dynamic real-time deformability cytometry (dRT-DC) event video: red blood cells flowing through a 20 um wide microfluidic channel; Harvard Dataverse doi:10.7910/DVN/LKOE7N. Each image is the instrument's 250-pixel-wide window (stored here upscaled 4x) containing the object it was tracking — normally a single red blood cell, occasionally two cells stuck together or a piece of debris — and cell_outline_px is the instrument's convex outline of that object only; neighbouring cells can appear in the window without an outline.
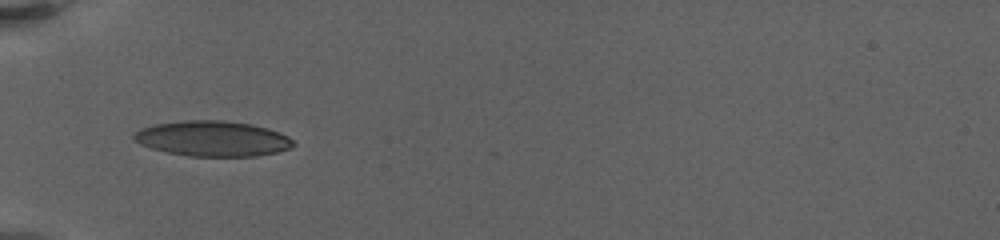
{"species": "human", "species_latin": "Homo sapiens", "temperature_condition": "warm", "stored_images_in_passage": 80, "camera_frame_rate_fps": 3000, "um_per_image_px": 0.085, "donor": {"sex": "female"}, "frame": {"image": 1, "passage_image": 1, "time_ms": 0.0, "image_size_px": [1000, 240], "cell_outline_px": [[296, 144], [288, 148], [276, 152], [256, 156], [188, 156], [168, 152], [152, 148], [140, 144], [132, 136], [140, 128], [156, 124], [184, 120], [220, 120], [248, 124], [268, 128], [288, 136]], "centroid_in_image_um": [18.07, 11.78], "position_along_channel_um": 66.9, "area_um2": 32.54}}
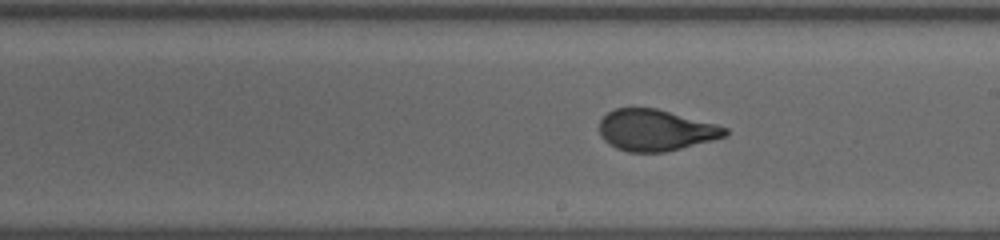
{"frame": {"image": 2, "passage_image": 31, "time_ms": 5.333, "image_size_px": [1000, 240], "cell_outline_px": [[728, 132], [724, 136], [712, 140], [664, 152], [628, 152], [616, 148], [608, 144], [600, 136], [600, 120], [608, 112], [616, 108], [656, 108], [716, 124], [728, 128]], "centroid_in_image_um": [55.69, 11.06], "position_along_channel_um": 233.3, "area_um2": 30.06}}
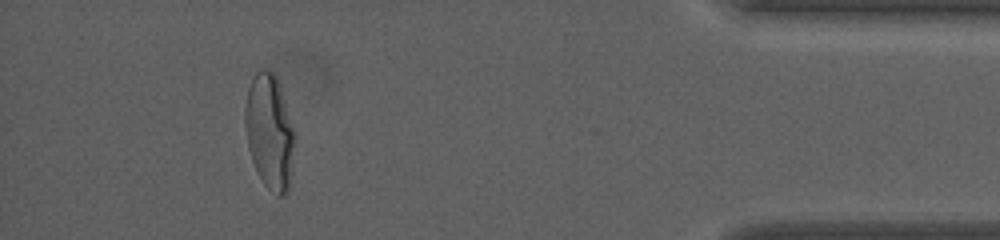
{"frame": {"image": 3, "passage_image": 70, "time_ms": 12.333, "image_size_px": [1000, 240], "cell_outline_px": [[296, 140], [288, 192], [284, 196], [276, 196], [264, 184], [252, 160], [248, 148], [244, 124], [244, 108], [248, 88], [256, 72], [260, 68], [272, 68], [276, 76], [296, 132]], "centroid_in_image_um": [22.93, 11.18], "position_along_channel_um": 412.3, "area_um2": 33.81}, "authors_computed_cell_mechanics": {"area_um2": 31.2698, "velocity_mm_per_s": 3.2151, "shape_relaxation_time_tau1_ms": 5.8799, "shape_relaxation_time_tau2_ms": null, "deformation_change_tau1": 0.2238, "deformation_change_tau2": null}}